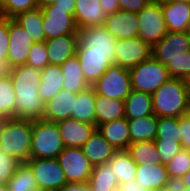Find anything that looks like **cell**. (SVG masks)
<instances>
[{"label": "cell", "instance_id": "5b68a950", "mask_svg": "<svg viewBox=\"0 0 190 191\" xmlns=\"http://www.w3.org/2000/svg\"><path fill=\"white\" fill-rule=\"evenodd\" d=\"M133 90L153 94L165 81L171 78L168 68L152 55L129 69Z\"/></svg>", "mask_w": 190, "mask_h": 191}, {"label": "cell", "instance_id": "74e56055", "mask_svg": "<svg viewBox=\"0 0 190 191\" xmlns=\"http://www.w3.org/2000/svg\"><path fill=\"white\" fill-rule=\"evenodd\" d=\"M36 8L37 0H0V17L14 18L19 13Z\"/></svg>", "mask_w": 190, "mask_h": 191}, {"label": "cell", "instance_id": "ac0fdd59", "mask_svg": "<svg viewBox=\"0 0 190 191\" xmlns=\"http://www.w3.org/2000/svg\"><path fill=\"white\" fill-rule=\"evenodd\" d=\"M49 64L61 66L77 53L78 34H67L45 41Z\"/></svg>", "mask_w": 190, "mask_h": 191}, {"label": "cell", "instance_id": "b9f144b4", "mask_svg": "<svg viewBox=\"0 0 190 191\" xmlns=\"http://www.w3.org/2000/svg\"><path fill=\"white\" fill-rule=\"evenodd\" d=\"M162 164L166 165L181 150L179 140H154Z\"/></svg>", "mask_w": 190, "mask_h": 191}, {"label": "cell", "instance_id": "4dcf8cb0", "mask_svg": "<svg viewBox=\"0 0 190 191\" xmlns=\"http://www.w3.org/2000/svg\"><path fill=\"white\" fill-rule=\"evenodd\" d=\"M158 117L150 116L128 119L131 143L154 140L157 134Z\"/></svg>", "mask_w": 190, "mask_h": 191}, {"label": "cell", "instance_id": "681fc988", "mask_svg": "<svg viewBox=\"0 0 190 191\" xmlns=\"http://www.w3.org/2000/svg\"><path fill=\"white\" fill-rule=\"evenodd\" d=\"M59 191H92L88 182L86 183H67Z\"/></svg>", "mask_w": 190, "mask_h": 191}, {"label": "cell", "instance_id": "816d5d0a", "mask_svg": "<svg viewBox=\"0 0 190 191\" xmlns=\"http://www.w3.org/2000/svg\"><path fill=\"white\" fill-rule=\"evenodd\" d=\"M178 186H187L190 188V170L177 181Z\"/></svg>", "mask_w": 190, "mask_h": 191}, {"label": "cell", "instance_id": "7a4b0ae2", "mask_svg": "<svg viewBox=\"0 0 190 191\" xmlns=\"http://www.w3.org/2000/svg\"><path fill=\"white\" fill-rule=\"evenodd\" d=\"M32 121L4 119L0 125V149L21 163L30 159Z\"/></svg>", "mask_w": 190, "mask_h": 191}, {"label": "cell", "instance_id": "d6986e66", "mask_svg": "<svg viewBox=\"0 0 190 191\" xmlns=\"http://www.w3.org/2000/svg\"><path fill=\"white\" fill-rule=\"evenodd\" d=\"M76 97L77 93L62 89L51 100L45 103L42 119L50 122H57L71 118V112L74 108Z\"/></svg>", "mask_w": 190, "mask_h": 191}, {"label": "cell", "instance_id": "3957f363", "mask_svg": "<svg viewBox=\"0 0 190 191\" xmlns=\"http://www.w3.org/2000/svg\"><path fill=\"white\" fill-rule=\"evenodd\" d=\"M188 95L185 80L171 77L152 94L154 114L157 117L184 116Z\"/></svg>", "mask_w": 190, "mask_h": 191}, {"label": "cell", "instance_id": "7c38bea8", "mask_svg": "<svg viewBox=\"0 0 190 191\" xmlns=\"http://www.w3.org/2000/svg\"><path fill=\"white\" fill-rule=\"evenodd\" d=\"M9 49L6 62V70L16 66L25 65L30 48L35 43L28 33L12 18H8Z\"/></svg>", "mask_w": 190, "mask_h": 191}, {"label": "cell", "instance_id": "f546056e", "mask_svg": "<svg viewBox=\"0 0 190 191\" xmlns=\"http://www.w3.org/2000/svg\"><path fill=\"white\" fill-rule=\"evenodd\" d=\"M71 118L95 125V90L92 86L77 93Z\"/></svg>", "mask_w": 190, "mask_h": 191}, {"label": "cell", "instance_id": "4316f807", "mask_svg": "<svg viewBox=\"0 0 190 191\" xmlns=\"http://www.w3.org/2000/svg\"><path fill=\"white\" fill-rule=\"evenodd\" d=\"M60 67L64 77L63 89L79 93L90 87L81 69L79 58L76 55L68 59Z\"/></svg>", "mask_w": 190, "mask_h": 191}, {"label": "cell", "instance_id": "603a6c76", "mask_svg": "<svg viewBox=\"0 0 190 191\" xmlns=\"http://www.w3.org/2000/svg\"><path fill=\"white\" fill-rule=\"evenodd\" d=\"M107 18L100 0H76L74 19L78 29L102 26Z\"/></svg>", "mask_w": 190, "mask_h": 191}, {"label": "cell", "instance_id": "1f68e13d", "mask_svg": "<svg viewBox=\"0 0 190 191\" xmlns=\"http://www.w3.org/2000/svg\"><path fill=\"white\" fill-rule=\"evenodd\" d=\"M107 164L113 169V178L119 184L135 179L137 164L126 150L117 151Z\"/></svg>", "mask_w": 190, "mask_h": 191}, {"label": "cell", "instance_id": "e575fe53", "mask_svg": "<svg viewBox=\"0 0 190 191\" xmlns=\"http://www.w3.org/2000/svg\"><path fill=\"white\" fill-rule=\"evenodd\" d=\"M126 151L137 165L143 162L162 163L154 140L130 143Z\"/></svg>", "mask_w": 190, "mask_h": 191}, {"label": "cell", "instance_id": "e0dca14e", "mask_svg": "<svg viewBox=\"0 0 190 191\" xmlns=\"http://www.w3.org/2000/svg\"><path fill=\"white\" fill-rule=\"evenodd\" d=\"M57 126L65 147L81 148L96 130V125L73 118L57 121Z\"/></svg>", "mask_w": 190, "mask_h": 191}, {"label": "cell", "instance_id": "484cf974", "mask_svg": "<svg viewBox=\"0 0 190 191\" xmlns=\"http://www.w3.org/2000/svg\"><path fill=\"white\" fill-rule=\"evenodd\" d=\"M63 79L61 67L58 65L49 64L41 70L38 93L45 103L63 89Z\"/></svg>", "mask_w": 190, "mask_h": 191}, {"label": "cell", "instance_id": "60d3db41", "mask_svg": "<svg viewBox=\"0 0 190 191\" xmlns=\"http://www.w3.org/2000/svg\"><path fill=\"white\" fill-rule=\"evenodd\" d=\"M169 74L172 78L184 79L190 74V50L178 59L167 63Z\"/></svg>", "mask_w": 190, "mask_h": 191}, {"label": "cell", "instance_id": "f5cc1de1", "mask_svg": "<svg viewBox=\"0 0 190 191\" xmlns=\"http://www.w3.org/2000/svg\"><path fill=\"white\" fill-rule=\"evenodd\" d=\"M159 191H179L177 182H170Z\"/></svg>", "mask_w": 190, "mask_h": 191}, {"label": "cell", "instance_id": "4fadbf2b", "mask_svg": "<svg viewBox=\"0 0 190 191\" xmlns=\"http://www.w3.org/2000/svg\"><path fill=\"white\" fill-rule=\"evenodd\" d=\"M78 38L77 52L115 53L117 39L103 25L80 29Z\"/></svg>", "mask_w": 190, "mask_h": 191}, {"label": "cell", "instance_id": "7bdbcfd3", "mask_svg": "<svg viewBox=\"0 0 190 191\" xmlns=\"http://www.w3.org/2000/svg\"><path fill=\"white\" fill-rule=\"evenodd\" d=\"M20 164L21 162L0 149V184H7Z\"/></svg>", "mask_w": 190, "mask_h": 191}, {"label": "cell", "instance_id": "ffe728a7", "mask_svg": "<svg viewBox=\"0 0 190 191\" xmlns=\"http://www.w3.org/2000/svg\"><path fill=\"white\" fill-rule=\"evenodd\" d=\"M161 9L168 32H186L190 25V3L165 1Z\"/></svg>", "mask_w": 190, "mask_h": 191}, {"label": "cell", "instance_id": "7dc6e473", "mask_svg": "<svg viewBox=\"0 0 190 191\" xmlns=\"http://www.w3.org/2000/svg\"><path fill=\"white\" fill-rule=\"evenodd\" d=\"M100 6L106 15L113 14L120 10L118 0H100Z\"/></svg>", "mask_w": 190, "mask_h": 191}, {"label": "cell", "instance_id": "db71d44e", "mask_svg": "<svg viewBox=\"0 0 190 191\" xmlns=\"http://www.w3.org/2000/svg\"><path fill=\"white\" fill-rule=\"evenodd\" d=\"M56 0H37L38 8H43L48 5L54 4Z\"/></svg>", "mask_w": 190, "mask_h": 191}, {"label": "cell", "instance_id": "94428289", "mask_svg": "<svg viewBox=\"0 0 190 191\" xmlns=\"http://www.w3.org/2000/svg\"><path fill=\"white\" fill-rule=\"evenodd\" d=\"M6 68L0 63V74L6 72Z\"/></svg>", "mask_w": 190, "mask_h": 191}, {"label": "cell", "instance_id": "44dd1931", "mask_svg": "<svg viewBox=\"0 0 190 191\" xmlns=\"http://www.w3.org/2000/svg\"><path fill=\"white\" fill-rule=\"evenodd\" d=\"M83 154L94 166L106 164L118 151L96 129L81 147Z\"/></svg>", "mask_w": 190, "mask_h": 191}, {"label": "cell", "instance_id": "f6af8a7d", "mask_svg": "<svg viewBox=\"0 0 190 191\" xmlns=\"http://www.w3.org/2000/svg\"><path fill=\"white\" fill-rule=\"evenodd\" d=\"M180 142L183 149L190 151V119L185 115L179 117Z\"/></svg>", "mask_w": 190, "mask_h": 191}, {"label": "cell", "instance_id": "cb8c5ba5", "mask_svg": "<svg viewBox=\"0 0 190 191\" xmlns=\"http://www.w3.org/2000/svg\"><path fill=\"white\" fill-rule=\"evenodd\" d=\"M96 129L116 150H127L131 143L128 119H117L102 123Z\"/></svg>", "mask_w": 190, "mask_h": 191}, {"label": "cell", "instance_id": "680465c9", "mask_svg": "<svg viewBox=\"0 0 190 191\" xmlns=\"http://www.w3.org/2000/svg\"><path fill=\"white\" fill-rule=\"evenodd\" d=\"M179 191H190V188L187 186H178Z\"/></svg>", "mask_w": 190, "mask_h": 191}, {"label": "cell", "instance_id": "8d00e7d4", "mask_svg": "<svg viewBox=\"0 0 190 191\" xmlns=\"http://www.w3.org/2000/svg\"><path fill=\"white\" fill-rule=\"evenodd\" d=\"M165 166L171 182H177L190 170V151L181 149Z\"/></svg>", "mask_w": 190, "mask_h": 191}, {"label": "cell", "instance_id": "6f0895ef", "mask_svg": "<svg viewBox=\"0 0 190 191\" xmlns=\"http://www.w3.org/2000/svg\"><path fill=\"white\" fill-rule=\"evenodd\" d=\"M0 191H9L7 184H0Z\"/></svg>", "mask_w": 190, "mask_h": 191}, {"label": "cell", "instance_id": "5bb4252c", "mask_svg": "<svg viewBox=\"0 0 190 191\" xmlns=\"http://www.w3.org/2000/svg\"><path fill=\"white\" fill-rule=\"evenodd\" d=\"M190 50L186 32H168L152 47V56L164 66Z\"/></svg>", "mask_w": 190, "mask_h": 191}, {"label": "cell", "instance_id": "83f0119b", "mask_svg": "<svg viewBox=\"0 0 190 191\" xmlns=\"http://www.w3.org/2000/svg\"><path fill=\"white\" fill-rule=\"evenodd\" d=\"M125 118L137 119L154 114L152 94L133 90L125 99Z\"/></svg>", "mask_w": 190, "mask_h": 191}, {"label": "cell", "instance_id": "836d02e7", "mask_svg": "<svg viewBox=\"0 0 190 191\" xmlns=\"http://www.w3.org/2000/svg\"><path fill=\"white\" fill-rule=\"evenodd\" d=\"M9 191H39L37 180L27 163H21L7 181Z\"/></svg>", "mask_w": 190, "mask_h": 191}, {"label": "cell", "instance_id": "11a10c76", "mask_svg": "<svg viewBox=\"0 0 190 191\" xmlns=\"http://www.w3.org/2000/svg\"><path fill=\"white\" fill-rule=\"evenodd\" d=\"M185 116L190 119V91L187 99L186 111Z\"/></svg>", "mask_w": 190, "mask_h": 191}, {"label": "cell", "instance_id": "d6a6232c", "mask_svg": "<svg viewBox=\"0 0 190 191\" xmlns=\"http://www.w3.org/2000/svg\"><path fill=\"white\" fill-rule=\"evenodd\" d=\"M113 169L106 163L94 166L88 180L92 191H115L119 183L113 178Z\"/></svg>", "mask_w": 190, "mask_h": 191}, {"label": "cell", "instance_id": "c3c4849f", "mask_svg": "<svg viewBox=\"0 0 190 191\" xmlns=\"http://www.w3.org/2000/svg\"><path fill=\"white\" fill-rule=\"evenodd\" d=\"M119 191H145L146 189L139 185L135 179L128 180L127 182L118 185Z\"/></svg>", "mask_w": 190, "mask_h": 191}, {"label": "cell", "instance_id": "ba28073f", "mask_svg": "<svg viewBox=\"0 0 190 191\" xmlns=\"http://www.w3.org/2000/svg\"><path fill=\"white\" fill-rule=\"evenodd\" d=\"M137 15L139 21L138 37L152 48L168 33L161 3L150 2Z\"/></svg>", "mask_w": 190, "mask_h": 191}, {"label": "cell", "instance_id": "f35d334b", "mask_svg": "<svg viewBox=\"0 0 190 191\" xmlns=\"http://www.w3.org/2000/svg\"><path fill=\"white\" fill-rule=\"evenodd\" d=\"M179 117H158L157 134L154 140H179Z\"/></svg>", "mask_w": 190, "mask_h": 191}, {"label": "cell", "instance_id": "52a82bcc", "mask_svg": "<svg viewBox=\"0 0 190 191\" xmlns=\"http://www.w3.org/2000/svg\"><path fill=\"white\" fill-rule=\"evenodd\" d=\"M26 163L37 180L39 191H59L68 183L57 158H30Z\"/></svg>", "mask_w": 190, "mask_h": 191}, {"label": "cell", "instance_id": "d4e9b609", "mask_svg": "<svg viewBox=\"0 0 190 191\" xmlns=\"http://www.w3.org/2000/svg\"><path fill=\"white\" fill-rule=\"evenodd\" d=\"M125 101L95 93V125L125 118Z\"/></svg>", "mask_w": 190, "mask_h": 191}, {"label": "cell", "instance_id": "8fae6325", "mask_svg": "<svg viewBox=\"0 0 190 191\" xmlns=\"http://www.w3.org/2000/svg\"><path fill=\"white\" fill-rule=\"evenodd\" d=\"M152 48L141 38L117 39L115 45V64L131 69L148 59Z\"/></svg>", "mask_w": 190, "mask_h": 191}, {"label": "cell", "instance_id": "be15d7a7", "mask_svg": "<svg viewBox=\"0 0 190 191\" xmlns=\"http://www.w3.org/2000/svg\"><path fill=\"white\" fill-rule=\"evenodd\" d=\"M186 34H187V37L190 41V25H189L188 29L186 30Z\"/></svg>", "mask_w": 190, "mask_h": 191}, {"label": "cell", "instance_id": "6125c7cd", "mask_svg": "<svg viewBox=\"0 0 190 191\" xmlns=\"http://www.w3.org/2000/svg\"><path fill=\"white\" fill-rule=\"evenodd\" d=\"M149 2H153V3H163L166 0H148Z\"/></svg>", "mask_w": 190, "mask_h": 191}, {"label": "cell", "instance_id": "ab89813d", "mask_svg": "<svg viewBox=\"0 0 190 191\" xmlns=\"http://www.w3.org/2000/svg\"><path fill=\"white\" fill-rule=\"evenodd\" d=\"M26 65L39 70H43L47 65H49L45 41L35 42L32 45Z\"/></svg>", "mask_w": 190, "mask_h": 191}, {"label": "cell", "instance_id": "d590c367", "mask_svg": "<svg viewBox=\"0 0 190 191\" xmlns=\"http://www.w3.org/2000/svg\"><path fill=\"white\" fill-rule=\"evenodd\" d=\"M16 95L10 75L0 74V116L3 119L14 118V103Z\"/></svg>", "mask_w": 190, "mask_h": 191}, {"label": "cell", "instance_id": "ee69618b", "mask_svg": "<svg viewBox=\"0 0 190 191\" xmlns=\"http://www.w3.org/2000/svg\"><path fill=\"white\" fill-rule=\"evenodd\" d=\"M8 18L0 17V63L6 68L9 49Z\"/></svg>", "mask_w": 190, "mask_h": 191}, {"label": "cell", "instance_id": "f1b7e54d", "mask_svg": "<svg viewBox=\"0 0 190 191\" xmlns=\"http://www.w3.org/2000/svg\"><path fill=\"white\" fill-rule=\"evenodd\" d=\"M12 19L28 33L33 42L46 41L41 8L19 13Z\"/></svg>", "mask_w": 190, "mask_h": 191}, {"label": "cell", "instance_id": "91938a15", "mask_svg": "<svg viewBox=\"0 0 190 191\" xmlns=\"http://www.w3.org/2000/svg\"><path fill=\"white\" fill-rule=\"evenodd\" d=\"M166 1L190 3V0H166Z\"/></svg>", "mask_w": 190, "mask_h": 191}, {"label": "cell", "instance_id": "30bf717a", "mask_svg": "<svg viewBox=\"0 0 190 191\" xmlns=\"http://www.w3.org/2000/svg\"><path fill=\"white\" fill-rule=\"evenodd\" d=\"M41 9L46 40L67 34H78L79 29L74 15L69 14V9L56 8L54 4Z\"/></svg>", "mask_w": 190, "mask_h": 191}, {"label": "cell", "instance_id": "2e32d148", "mask_svg": "<svg viewBox=\"0 0 190 191\" xmlns=\"http://www.w3.org/2000/svg\"><path fill=\"white\" fill-rule=\"evenodd\" d=\"M76 56L90 86H93L110 65L115 64V53L77 52Z\"/></svg>", "mask_w": 190, "mask_h": 191}, {"label": "cell", "instance_id": "9f6ffc18", "mask_svg": "<svg viewBox=\"0 0 190 191\" xmlns=\"http://www.w3.org/2000/svg\"><path fill=\"white\" fill-rule=\"evenodd\" d=\"M185 84L188 87L189 91H190V74L185 78Z\"/></svg>", "mask_w": 190, "mask_h": 191}, {"label": "cell", "instance_id": "8992f818", "mask_svg": "<svg viewBox=\"0 0 190 191\" xmlns=\"http://www.w3.org/2000/svg\"><path fill=\"white\" fill-rule=\"evenodd\" d=\"M92 87L98 95L125 101L132 91L129 69L112 64Z\"/></svg>", "mask_w": 190, "mask_h": 191}, {"label": "cell", "instance_id": "e7e4bbea", "mask_svg": "<svg viewBox=\"0 0 190 191\" xmlns=\"http://www.w3.org/2000/svg\"><path fill=\"white\" fill-rule=\"evenodd\" d=\"M3 120L4 119L0 116V125L2 124Z\"/></svg>", "mask_w": 190, "mask_h": 191}, {"label": "cell", "instance_id": "f907efd6", "mask_svg": "<svg viewBox=\"0 0 190 191\" xmlns=\"http://www.w3.org/2000/svg\"><path fill=\"white\" fill-rule=\"evenodd\" d=\"M75 3L76 0H56L54 5L56 8L69 9V14L74 15Z\"/></svg>", "mask_w": 190, "mask_h": 191}, {"label": "cell", "instance_id": "9c48e42d", "mask_svg": "<svg viewBox=\"0 0 190 191\" xmlns=\"http://www.w3.org/2000/svg\"><path fill=\"white\" fill-rule=\"evenodd\" d=\"M57 160L63 169L68 183H86L93 171V165L81 148L65 147Z\"/></svg>", "mask_w": 190, "mask_h": 191}, {"label": "cell", "instance_id": "bcb514c9", "mask_svg": "<svg viewBox=\"0 0 190 191\" xmlns=\"http://www.w3.org/2000/svg\"><path fill=\"white\" fill-rule=\"evenodd\" d=\"M118 3L120 10L137 14L150 2L148 0H118Z\"/></svg>", "mask_w": 190, "mask_h": 191}, {"label": "cell", "instance_id": "7402d4cb", "mask_svg": "<svg viewBox=\"0 0 190 191\" xmlns=\"http://www.w3.org/2000/svg\"><path fill=\"white\" fill-rule=\"evenodd\" d=\"M135 180L145 189L157 191L171 182L166 166L153 162H143L141 165H137Z\"/></svg>", "mask_w": 190, "mask_h": 191}, {"label": "cell", "instance_id": "277c9868", "mask_svg": "<svg viewBox=\"0 0 190 191\" xmlns=\"http://www.w3.org/2000/svg\"><path fill=\"white\" fill-rule=\"evenodd\" d=\"M64 148L57 122L32 121L30 158H57Z\"/></svg>", "mask_w": 190, "mask_h": 191}, {"label": "cell", "instance_id": "6da1fadb", "mask_svg": "<svg viewBox=\"0 0 190 191\" xmlns=\"http://www.w3.org/2000/svg\"><path fill=\"white\" fill-rule=\"evenodd\" d=\"M6 72L10 75L16 95L14 118L30 121L42 119L45 102L38 93L41 70L25 64Z\"/></svg>", "mask_w": 190, "mask_h": 191}, {"label": "cell", "instance_id": "03108f58", "mask_svg": "<svg viewBox=\"0 0 190 191\" xmlns=\"http://www.w3.org/2000/svg\"><path fill=\"white\" fill-rule=\"evenodd\" d=\"M145 191H157V190H152V189H146Z\"/></svg>", "mask_w": 190, "mask_h": 191}, {"label": "cell", "instance_id": "9a60e30c", "mask_svg": "<svg viewBox=\"0 0 190 191\" xmlns=\"http://www.w3.org/2000/svg\"><path fill=\"white\" fill-rule=\"evenodd\" d=\"M115 39H130L138 36V15L134 12L118 10L107 15L103 25Z\"/></svg>", "mask_w": 190, "mask_h": 191}]
</instances>
